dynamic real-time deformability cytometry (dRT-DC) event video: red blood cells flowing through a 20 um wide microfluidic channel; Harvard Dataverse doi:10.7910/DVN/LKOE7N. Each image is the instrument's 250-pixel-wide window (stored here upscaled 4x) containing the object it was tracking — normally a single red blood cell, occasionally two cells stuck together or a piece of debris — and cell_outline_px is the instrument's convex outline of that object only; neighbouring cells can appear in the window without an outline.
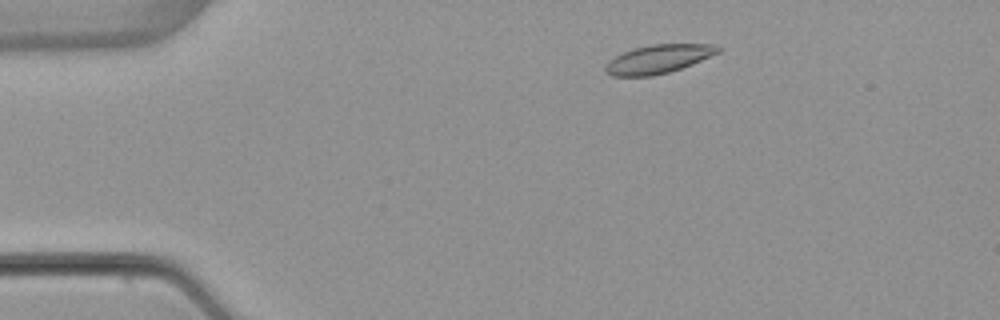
{"species": "common noctule bat (a hibernating species)", "species_latin": "Nyctalus noctula", "temperature_condition": "warm", "stored_images_in_passage": 7, "camera_frame_rate_fps": 3000, "um_per_image_px": 0.085, "animal": {"sex": "female", "body_mass_g": 22.7, "forearm_length_mm": 54.2}, "frame": {"image": 1, "passage_image": 2, "time_ms": 1.0, "image_size_px": [1000, 320], "cell_outline_px": [[724, 48], [720, 52], [692, 64], [668, 72], [652, 76], [612, 76], [604, 72], [604, 64], [608, 60], [624, 52], [636, 48], [652, 44], [720, 44]], "centroid_in_image_um": [55.98, 5.01], "position_along_channel_um": 29.0, "area_um2": 18.9}}
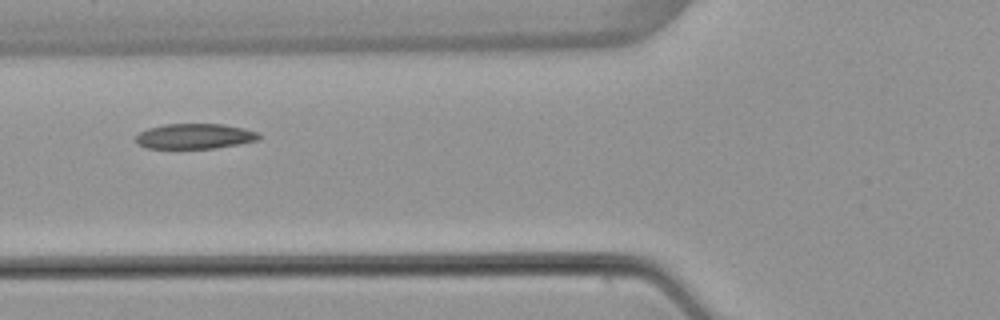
{"frame": {"image": 2, "passage_image": 5, "time_ms": 4.667, "image_size_px": [1000, 320], "cell_outline_px": [[260, 140], [240, 144], [216, 148], [144, 148], [136, 140], [136, 136], [140, 132], [148, 128], [164, 124], [224, 124], [244, 128], [260, 132]], "centroid_in_image_um": [16.61, 11.58], "position_along_channel_um": 109.2, "area_um2": 18.21}}
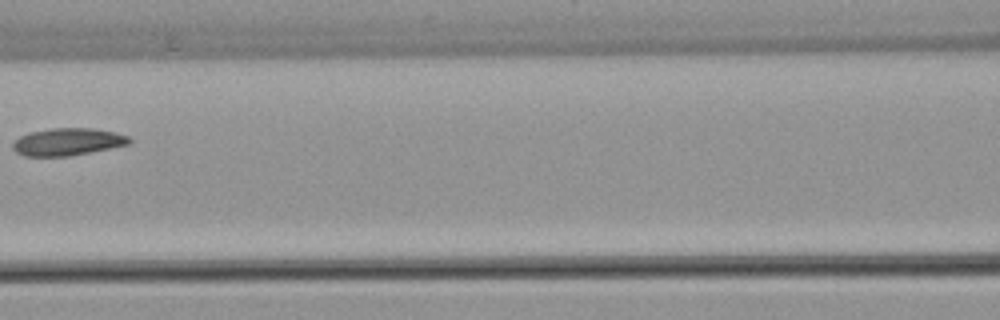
{"frame": {"image": 3, "passage_image": 6, "time_ms": 6.0, "image_size_px": [1000, 320], "cell_outline_px": [[132, 140], [128, 144], [68, 156], [24, 156], [16, 152], [12, 148], [12, 144], [20, 136], [28, 132], [52, 128], [92, 128], [112, 132], [128, 136]], "centroid_in_image_um": [5.69, 12.05], "position_along_channel_um": 160.9, "area_um2": 18.32}}